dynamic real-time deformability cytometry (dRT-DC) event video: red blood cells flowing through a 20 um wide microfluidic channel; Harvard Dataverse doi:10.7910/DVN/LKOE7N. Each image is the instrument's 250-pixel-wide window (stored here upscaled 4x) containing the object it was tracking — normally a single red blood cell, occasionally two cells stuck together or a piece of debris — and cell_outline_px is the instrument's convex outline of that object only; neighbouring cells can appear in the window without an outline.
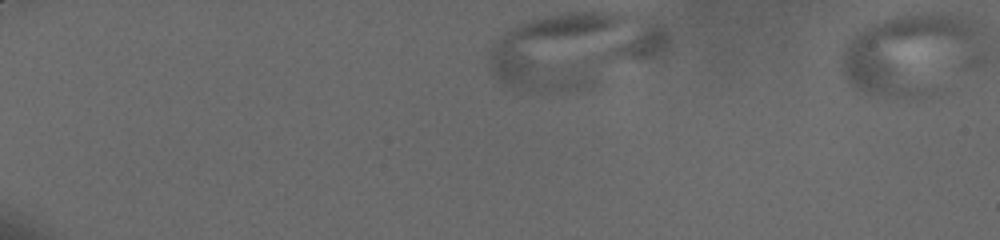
{"species": "human", "species_latin": "Homo sapiens", "temperature_condition": "cold", "stored_images_in_passage": 4, "camera_frame_rate_fps": 3000, "um_per_image_px": 0.085, "donor": {"sex": "male"}, "frame": {"image": 1, "passage_image": 1, "time_ms": 0.0, "image_size_px": [1000, 240], "cell_outline_px": [[668, 44], [660, 52], [652, 56], [532, 88], [520, 88], [500, 80], [492, 72], [488, 60], [488, 52], [492, 44], [504, 32], [528, 20], [544, 16], [564, 12], [624, 12], [648, 16], [664, 24], [668, 28]], "centroid_in_image_um": [48.73, 3.91], "position_along_channel_um": 36.3, "area_um2": 70.4}}